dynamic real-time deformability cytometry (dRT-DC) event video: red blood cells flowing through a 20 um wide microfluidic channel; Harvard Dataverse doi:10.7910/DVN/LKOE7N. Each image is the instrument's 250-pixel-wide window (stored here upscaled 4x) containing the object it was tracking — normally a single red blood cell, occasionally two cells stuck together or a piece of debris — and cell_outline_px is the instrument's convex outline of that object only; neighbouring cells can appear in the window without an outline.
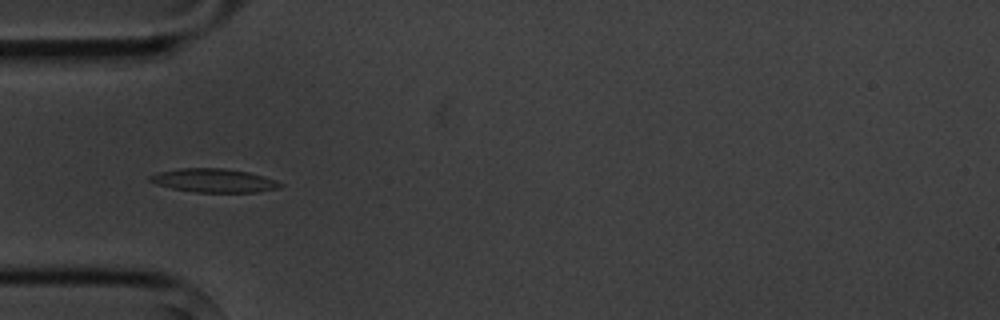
{"species": "common noctule bat (a hibernating species)", "species_latin": "Nyctalus noctula", "temperature_condition": "cold", "stored_images_in_passage": 4, "camera_frame_rate_fps": 3000, "um_per_image_px": 0.085, "animal": {"sex": "male", "body_mass_g": 20.1, "forearm_length_mm": 53.5}, "frame": {"image": 1, "passage_image": 2, "time_ms": 1.0, "image_size_px": [1000, 320], "cell_outline_px": [[284, 184], [280, 188], [260, 192], [196, 192], [172, 188], [156, 184], [148, 180], [148, 176], [160, 172], [180, 168], [224, 168], [248, 172], [264, 176], [276, 180]], "centroid_in_image_um": [18.21, 15.34], "position_along_channel_um": 66.8, "area_um2": 17.98}}
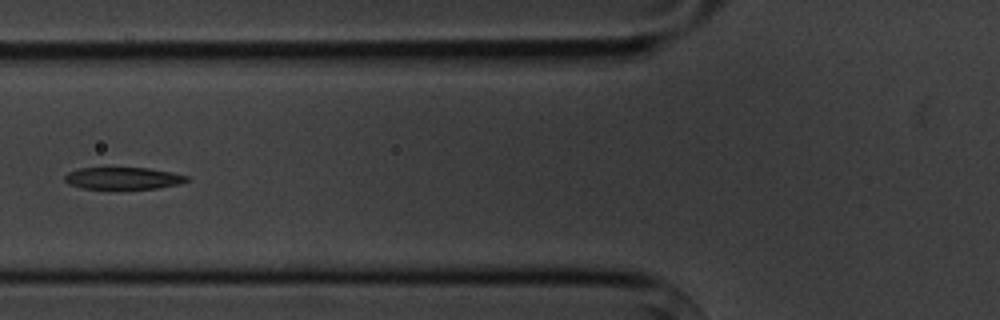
{"frame": {"image": 2, "passage_image": 3, "time_ms": 2.333, "image_size_px": [1000, 320], "cell_outline_px": [[188, 180], [180, 184], [156, 188], [80, 188], [68, 184], [64, 180], [64, 176], [68, 172], [80, 168], [148, 168], [172, 172], [188, 176]], "centroid_in_image_um": [10.45, 15.14], "position_along_channel_um": 115.4, "area_um2": 15.49}}
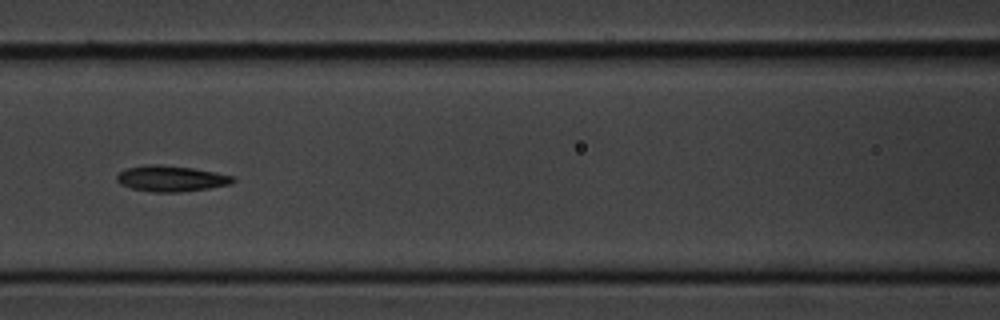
{"frame": {"image": 3, "passage_image": 4, "time_ms": 3.333, "image_size_px": [1000, 320], "cell_outline_px": [[236, 180], [232, 184], [208, 188], [180, 192], [152, 192], [132, 188], [120, 184], [116, 180], [116, 176], [120, 172], [128, 168], [148, 164], [160, 164], [192, 168], [216, 172], [236, 176]], "centroid_in_image_um": [14.58, 15.17], "position_along_channel_um": 152.0, "area_um2": 17.57}}